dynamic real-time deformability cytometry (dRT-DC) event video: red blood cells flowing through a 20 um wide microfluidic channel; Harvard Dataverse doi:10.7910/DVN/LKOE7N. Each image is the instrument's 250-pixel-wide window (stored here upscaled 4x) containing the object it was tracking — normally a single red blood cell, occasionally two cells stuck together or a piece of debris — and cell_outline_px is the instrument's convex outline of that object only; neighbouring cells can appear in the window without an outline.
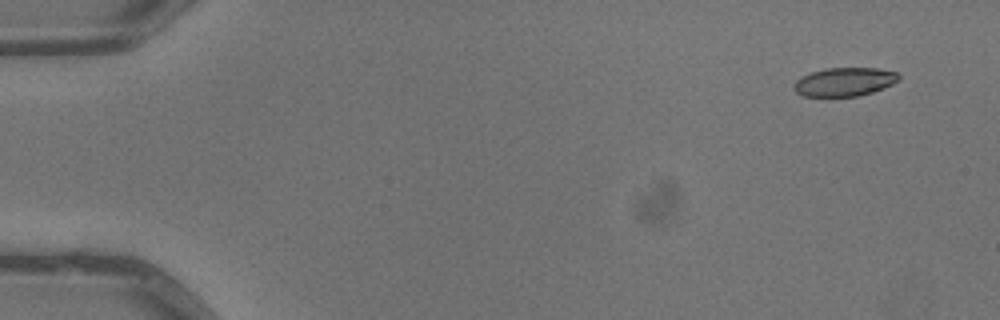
{"species": "common noctule bat (a hibernating species)", "species_latin": "Nyctalus noctula", "temperature_condition": "warm", "stored_images_in_passage": 5, "segment_of_instrument_passage": [1, 2], "camera_frame_rate_fps": 3000, "um_per_image_px": 0.085, "animal": {"sex": "male", "body_mass_g": 13.3}, "frame": {"image": 1, "passage_image": 1, "time_ms": 0.0, "image_size_px": [1000, 320], "cell_outline_px": [[900, 80], [892, 84], [872, 92], [856, 96], [804, 96], [796, 92], [792, 88], [796, 80], [800, 76], [812, 72], [828, 68], [876, 68], [896, 72], [900, 76]], "centroid_in_image_um": [71.76, 6.95], "position_along_channel_um": 13.2, "area_um2": 17.4}}
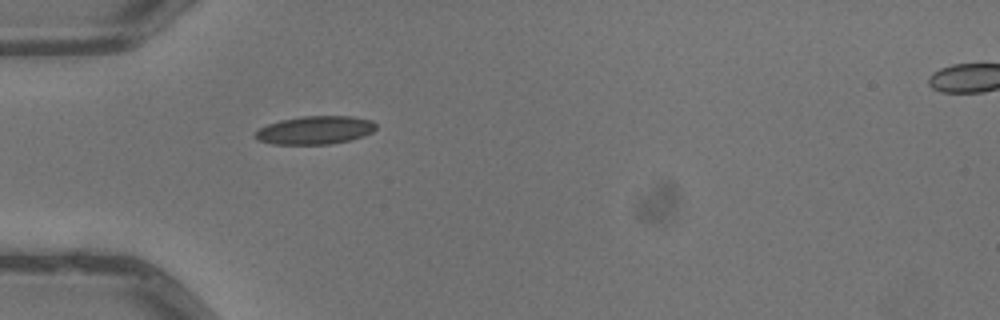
{"frame": {"image": 2, "passage_image": 4, "time_ms": 1.0, "image_size_px": [1000, 320], "cell_outline_px": [[376, 128], [372, 132], [364, 136], [332, 144], [272, 144], [256, 140], [252, 136], [260, 128], [268, 124], [280, 120], [304, 116], [352, 116], [372, 120], [376, 124]], "centroid_in_image_um": [26.77, 11.06], "position_along_channel_um": 58.2, "area_um2": 19.94}}